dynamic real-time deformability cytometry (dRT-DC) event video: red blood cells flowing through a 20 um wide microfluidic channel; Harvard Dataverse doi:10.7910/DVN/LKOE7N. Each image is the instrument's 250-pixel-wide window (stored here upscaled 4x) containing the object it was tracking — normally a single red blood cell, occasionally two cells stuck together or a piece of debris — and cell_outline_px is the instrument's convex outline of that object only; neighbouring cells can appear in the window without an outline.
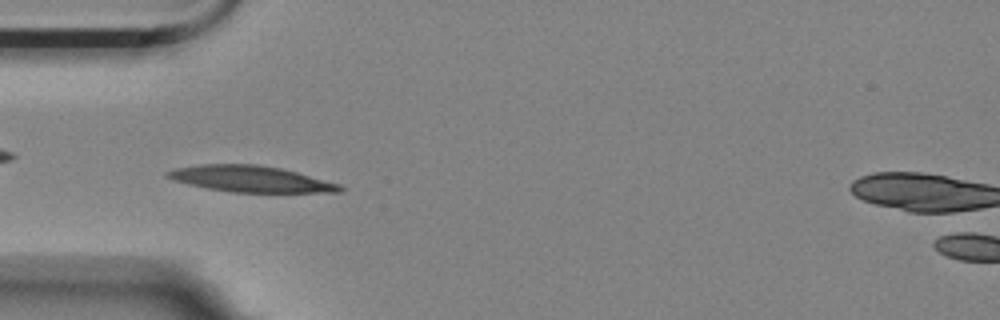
{"species": "Egyptian fruit bat (a non-hibernating species)", "species_latin": "Rousettus aegyptiacus", "temperature_condition": "room temperature", "stored_images_in_passage": 36, "camera_frame_rate_fps": 3000, "um_per_image_px": 0.085, "animal": {"sex": "female"}, "frame": {"image": 1, "passage_image": 10, "time_ms": 3.0, "image_size_px": [1000, 320], "cell_outline_px": [[344, 192], [232, 192], [208, 188], [188, 184], [172, 180], [164, 176], [164, 172], [172, 168], [200, 164], [256, 164], [280, 168], [296, 172], [340, 184], [344, 188]], "centroid_in_image_um": [21.24, 15.2], "position_along_channel_um": 63.8, "area_um2": 26.36}}
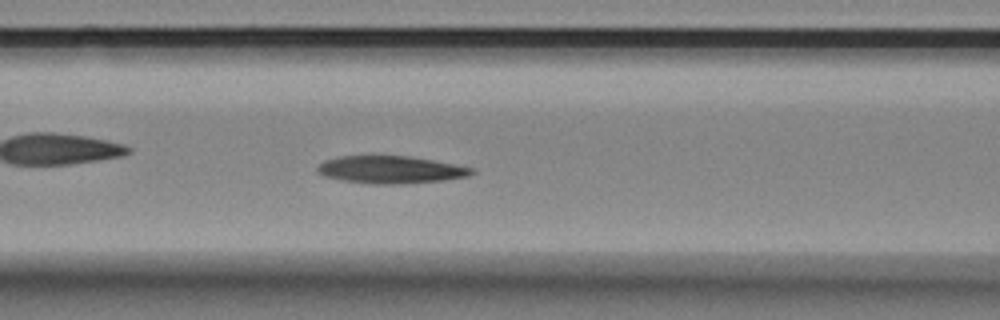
{"frame": {"image": 2, "passage_image": 16, "time_ms": 5.0, "image_size_px": [1000, 320], "cell_outline_px": [[476, 172], [468, 176], [444, 180], [400, 184], [372, 184], [344, 180], [324, 176], [316, 168], [324, 160], [340, 156], [408, 156], [432, 160], [472, 168]], "centroid_in_image_um": [33.2, 14.42], "position_along_channel_um": 133.4, "area_um2": 24.39}}
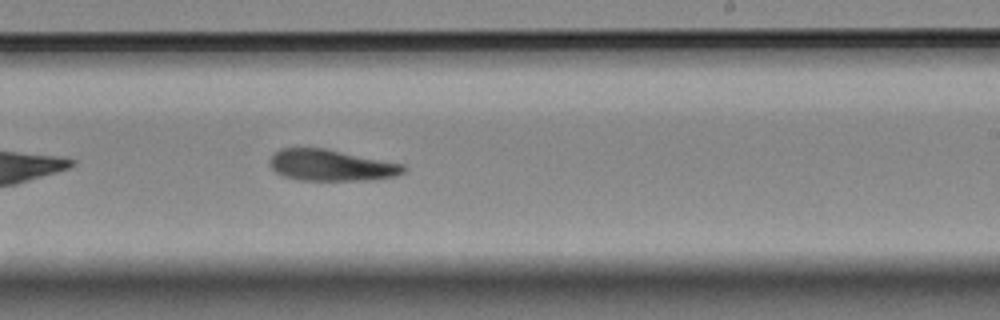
{"frame": {"image": 3, "passage_image": 27, "time_ms": 8.667, "image_size_px": [1000, 320], "cell_outline_px": [[408, 168], [404, 172], [392, 176], [368, 180], [300, 180], [284, 176], [276, 172], [268, 164], [268, 160], [280, 148], [324, 148], [404, 164]], "centroid_in_image_um": [28.13, 14.04], "position_along_channel_um": 260.9, "area_um2": 24.28}, "authors_computed_cell_mechanics": {"area_um2": 24.6517, "velocity_mm_per_s": 3.5082, "shape_relaxation_time_tau1_ms": null, "shape_relaxation_time_tau2_ms": 4.5878, "deformation_change_tau1": null, "deformation_change_tau2": 0.1251}}